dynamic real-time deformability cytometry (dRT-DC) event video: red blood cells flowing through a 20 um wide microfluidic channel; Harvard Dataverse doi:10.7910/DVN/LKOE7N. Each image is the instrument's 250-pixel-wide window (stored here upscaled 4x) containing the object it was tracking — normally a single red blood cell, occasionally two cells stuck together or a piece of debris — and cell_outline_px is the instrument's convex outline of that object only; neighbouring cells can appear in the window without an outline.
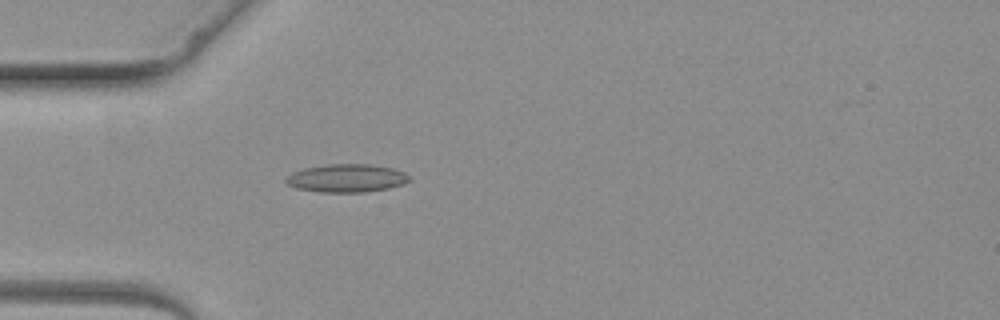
{"species": "common noctule bat (a hibernating species)", "species_latin": "Nyctalus noctula", "temperature_condition": "warm", "stored_images_in_passage": 4, "camera_frame_rate_fps": 3000, "um_per_image_px": 0.085, "animal": {"sex": "female", "body_mass_g": 19.3, "forearm_length_mm": 54.1}, "frame": {"image": 1, "passage_image": 4, "time_ms": 3.667, "image_size_px": [1000, 320], "cell_outline_px": [[412, 180], [404, 184], [388, 188], [364, 192], [320, 192], [296, 188], [288, 184], [284, 180], [292, 172], [304, 168], [328, 164], [368, 164], [392, 168], [404, 172]], "centroid_in_image_um": [29.47, 15.14], "position_along_channel_um": 55.5, "area_um2": 20.17}}